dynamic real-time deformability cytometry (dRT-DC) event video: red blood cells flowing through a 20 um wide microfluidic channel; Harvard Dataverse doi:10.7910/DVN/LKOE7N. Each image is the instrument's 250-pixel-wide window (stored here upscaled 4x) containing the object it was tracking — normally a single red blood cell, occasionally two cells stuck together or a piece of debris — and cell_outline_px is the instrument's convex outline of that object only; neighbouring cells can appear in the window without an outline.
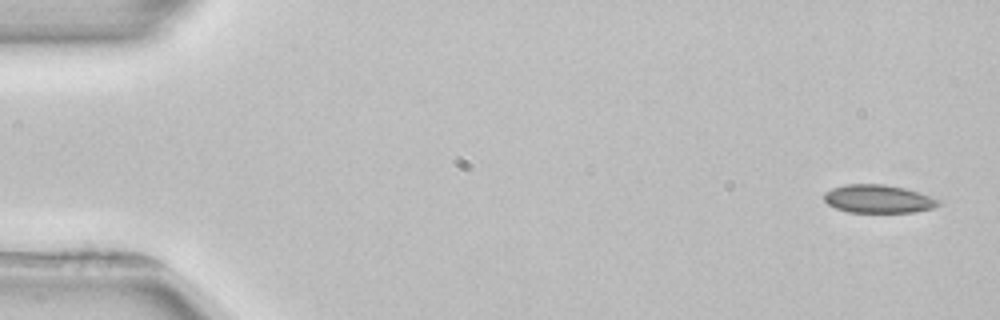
{"species": "common noctule bat (a hibernating species)", "species_latin": "Nyctalus noctula", "temperature_condition": "room temperature", "stored_images_in_passage": 3, "camera_frame_rate_fps": 3000, "um_per_image_px": 0.085, "animal": {"sex": "female", "body_mass_g": 22.7, "forearm_length_mm": 54.2}, "frame": {"image": 1, "passage_image": 1, "time_ms": 0.0, "image_size_px": [1000, 320], "cell_outline_px": [[944, 204], [936, 208], [912, 212], [848, 212], [836, 208], [828, 204], [824, 200], [824, 192], [832, 188], [844, 184], [884, 184], [904, 188], [940, 200]], "centroid_in_image_um": [74.66, 16.91], "position_along_channel_um": 10.3, "area_um2": 18.84}}